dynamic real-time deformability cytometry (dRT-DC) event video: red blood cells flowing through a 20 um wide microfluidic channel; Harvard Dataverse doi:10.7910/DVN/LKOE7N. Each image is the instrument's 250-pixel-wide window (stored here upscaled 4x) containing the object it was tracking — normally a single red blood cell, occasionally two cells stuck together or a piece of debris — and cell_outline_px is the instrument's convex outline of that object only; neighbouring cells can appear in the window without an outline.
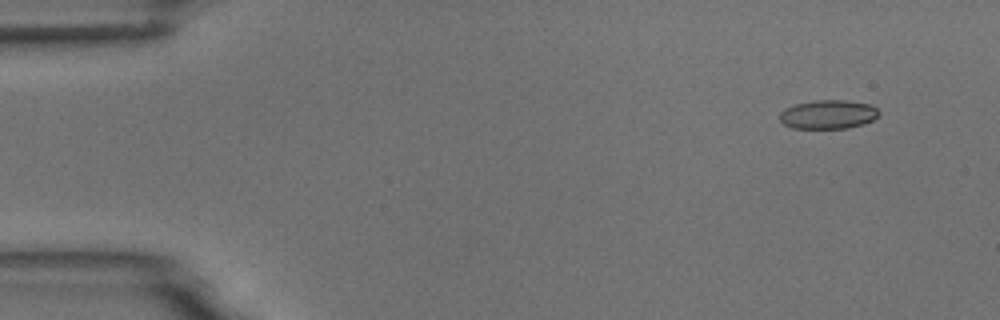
{"species": "common noctule bat (a hibernating species)", "species_latin": "Nyctalus noctula", "temperature_condition": "room temperature", "stored_images_in_passage": 4, "camera_frame_rate_fps": 3000, "um_per_image_px": 0.085, "animal": {"sex": "male", "body_mass_g": 18.8}, "frame": {"image": 1, "passage_image": 1, "time_ms": 0.0, "image_size_px": [1000, 320], "cell_outline_px": [[880, 112], [872, 120], [864, 124], [848, 128], [792, 128], [784, 124], [780, 120], [780, 112], [784, 108], [796, 104], [816, 100], [848, 100], [872, 104]], "centroid_in_image_um": [70.4, 9.72], "position_along_channel_um": 14.6, "area_um2": 16.76}}
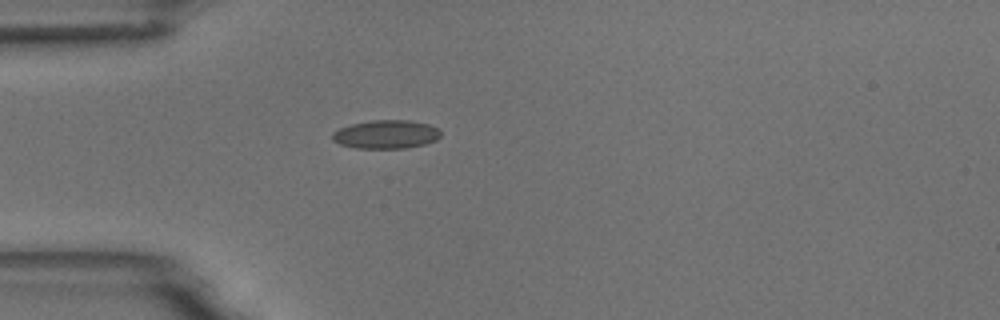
{"frame": {"image": 2, "passage_image": 4, "time_ms": 3.667, "image_size_px": [1000, 320], "cell_outline_px": [[440, 136], [436, 140], [424, 144], [404, 148], [356, 148], [340, 144], [332, 140], [332, 132], [340, 128], [352, 124], [372, 120], [408, 120], [428, 124], [440, 128]], "centroid_in_image_um": [32.82, 11.41], "position_along_channel_um": 52.2, "area_um2": 17.98}}